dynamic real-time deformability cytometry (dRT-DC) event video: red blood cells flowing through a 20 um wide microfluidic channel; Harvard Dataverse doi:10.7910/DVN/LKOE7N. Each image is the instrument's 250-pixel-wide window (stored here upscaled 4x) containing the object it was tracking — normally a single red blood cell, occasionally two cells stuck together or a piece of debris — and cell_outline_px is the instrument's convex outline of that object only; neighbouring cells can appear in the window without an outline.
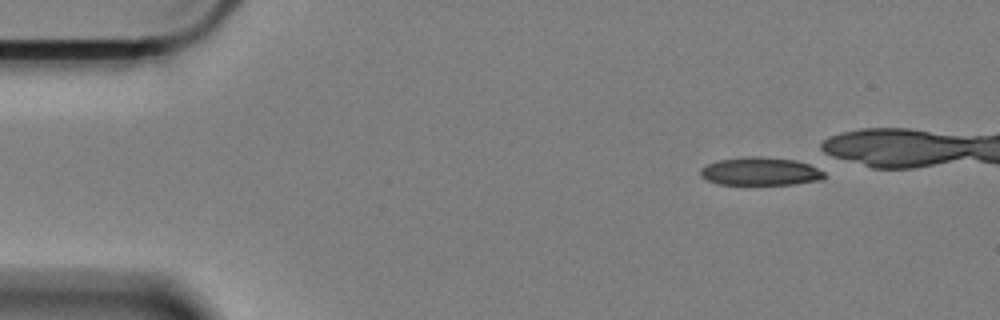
{"species": "Egyptian fruit bat (a non-hibernating species)", "species_latin": "Rousettus aegyptiacus", "temperature_condition": "cold", "stored_images_in_passage": 1, "camera_frame_rate_fps": 3000, "um_per_image_px": 0.085, "animal": {"sex": "female"}, "frame": {"image": 1, "passage_image": 1, "time_ms": 0.0, "image_size_px": [1000, 320], "cell_outline_px": [[824, 176], [820, 180], [792, 184], [716, 184], [700, 176], [700, 168], [716, 160], [748, 156], [760, 156], [796, 160], [808, 164], [824, 172]], "centroid_in_image_um": [64.58, 14.56], "position_along_channel_um": 20.4, "area_um2": 20.23}}